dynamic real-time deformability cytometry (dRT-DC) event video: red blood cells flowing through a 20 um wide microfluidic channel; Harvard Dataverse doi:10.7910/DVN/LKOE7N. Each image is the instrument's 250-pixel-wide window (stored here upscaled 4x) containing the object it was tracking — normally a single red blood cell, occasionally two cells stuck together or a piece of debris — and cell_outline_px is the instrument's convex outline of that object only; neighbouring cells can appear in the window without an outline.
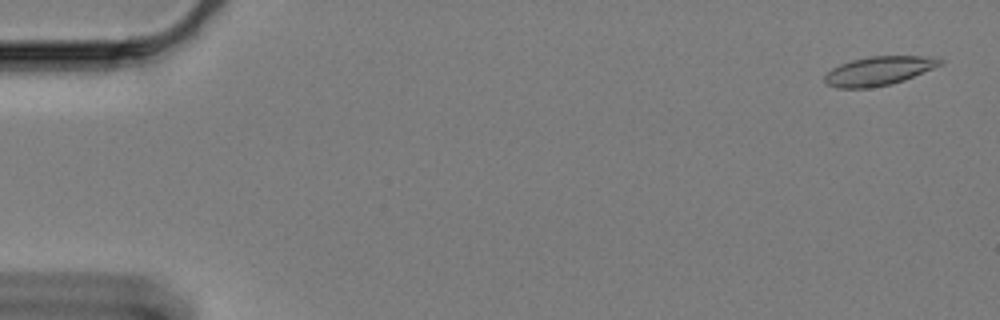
{"species": "Egyptian fruit bat (a non-hibernating species)", "species_latin": "Rousettus aegyptiacus", "temperature_condition": "cold", "stored_images_in_passage": 61, "camera_frame_rate_fps": 3000, "um_per_image_px": 0.085, "animal": {"sex": "female"}, "frame": {"image": 1, "passage_image": 3, "time_ms": 0.667, "image_size_px": [1000, 320], "cell_outline_px": [[928, 68], [920, 72], [900, 80], [884, 84], [832, 84], [836, 68], [860, 60], [884, 56], [908, 56], [924, 60]], "centroid_in_image_um": [74.7, 5.98], "position_along_channel_um": 10.3, "area_um2": 14.45}}
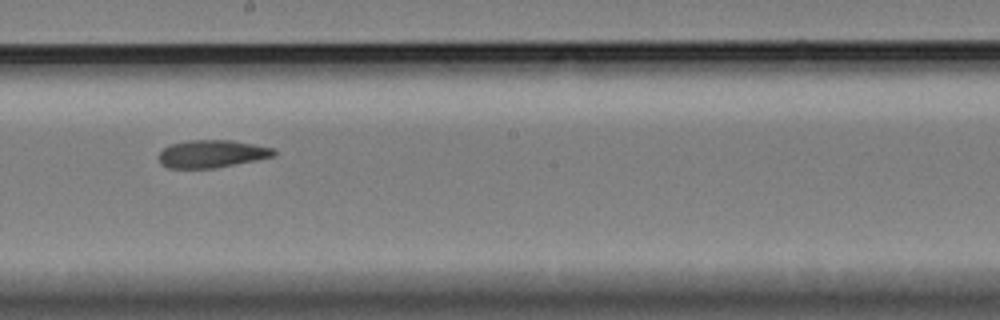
{"frame": {"image": 2, "passage_image": 35, "time_ms": 11.333, "image_size_px": [1000, 320], "cell_outline_px": [[272, 152], [268, 156], [224, 164], [200, 168], [180, 168], [164, 164], [160, 156], [168, 148], [180, 144], [240, 144], [268, 148]], "centroid_in_image_um": [17.9, 13.15], "position_along_channel_um": 230.3, "area_um2": 14.45}}
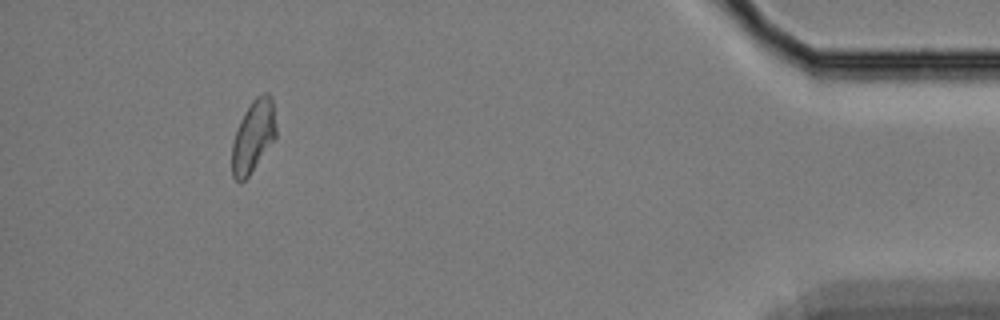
{"frame": {"image": 3, "passage_image": 57, "time_ms": 18.667, "image_size_px": [1000, 320], "cell_outline_px": [[276, 132], [244, 180], [240, 180], [232, 172], [232, 148], [236, 132], [248, 108], [256, 100], [272, 108]], "centroid_in_image_um": [21.43, 11.75], "position_along_channel_um": 413.8, "area_um2": 15.49}, "authors_computed_cell_mechanics": {"area_um2": 15.317, "velocity_mm_per_s": 3.3086, "shape_relaxation_time_tau1_ms": null, "shape_relaxation_time_tau2_ms": 9.7752, "deformation_change_tau1": null, "deformation_change_tau2": 0.1693}}